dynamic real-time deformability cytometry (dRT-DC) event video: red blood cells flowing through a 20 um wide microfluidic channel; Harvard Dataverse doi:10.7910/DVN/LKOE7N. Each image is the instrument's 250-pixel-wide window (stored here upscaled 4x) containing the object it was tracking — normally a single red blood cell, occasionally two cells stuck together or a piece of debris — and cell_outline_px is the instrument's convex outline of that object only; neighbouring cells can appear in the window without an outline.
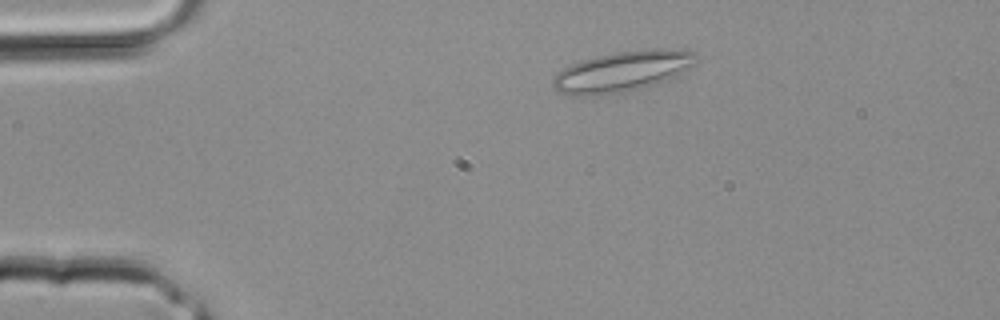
{"species": "common noctule bat (a hibernating species)", "species_latin": "Nyctalus noctula", "temperature_condition": "room temperature", "stored_images_in_passage": 2, "camera_frame_rate_fps": 3000, "um_per_image_px": 0.085, "animal": {"sex": "male", "body_mass_g": 20.4}, "frame": {"image": 1, "passage_image": 2, "time_ms": 0.333, "image_size_px": [1000, 320], "cell_outline_px": [[700, 56], [692, 64], [668, 80], [648, 88], [620, 92], [584, 96], [580, 96], [556, 92], [552, 88], [552, 80], [556, 72], [580, 60], [596, 56], [616, 52], [656, 48], [664, 48], [696, 52]], "centroid_in_image_um": [52.87, 6.07], "position_along_channel_um": 32.1, "area_um2": 33.93}}